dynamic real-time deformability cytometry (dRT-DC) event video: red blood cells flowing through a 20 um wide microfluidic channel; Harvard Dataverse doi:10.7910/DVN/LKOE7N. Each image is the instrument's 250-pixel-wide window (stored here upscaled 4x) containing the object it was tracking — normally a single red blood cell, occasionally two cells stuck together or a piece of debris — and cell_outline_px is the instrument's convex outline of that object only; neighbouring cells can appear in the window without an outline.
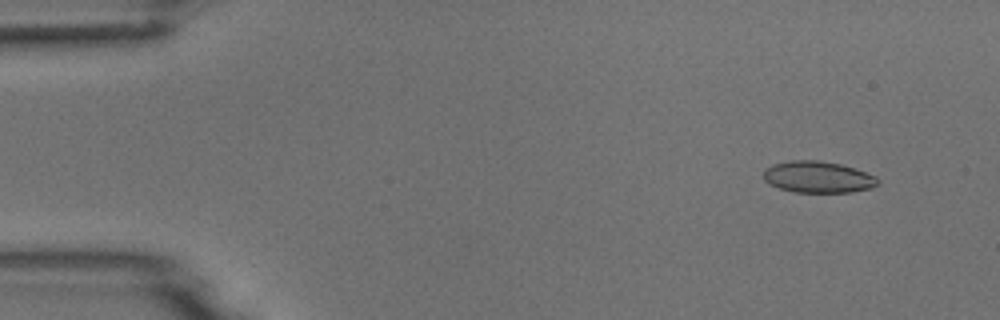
{"species": "common noctule bat (a hibernating species)", "species_latin": "Nyctalus noctula", "temperature_condition": "room temperature", "stored_images_in_passage": 6, "camera_frame_rate_fps": 3000, "um_per_image_px": 0.085, "animal": {"sex": "male", "body_mass_g": 18.8}, "frame": {"image": 1, "passage_image": 2, "time_ms": 0.333, "image_size_px": [1000, 320], "cell_outline_px": [[880, 184], [872, 188], [852, 192], [796, 192], [780, 188], [764, 180], [764, 168], [772, 164], [792, 160], [820, 160], [840, 164], [856, 168], [876, 176], [880, 180]], "centroid_in_image_um": [69.58, 15.04], "position_along_channel_um": 15.4, "area_um2": 21.15}}
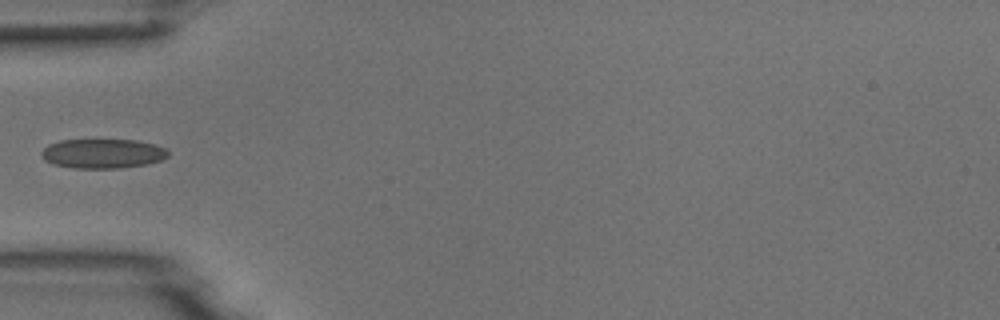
{"frame": {"image": 2, "passage_image": 5, "time_ms": 1.333, "image_size_px": [1000, 320], "cell_outline_px": [[168, 156], [160, 160], [144, 164], [120, 168], [72, 168], [52, 164], [44, 160], [40, 156], [40, 152], [48, 144], [60, 140], [136, 140], [156, 144], [164, 148], [168, 152]], "centroid_in_image_um": [8.67, 13.05], "position_along_channel_um": 76.3, "area_um2": 21.79}}